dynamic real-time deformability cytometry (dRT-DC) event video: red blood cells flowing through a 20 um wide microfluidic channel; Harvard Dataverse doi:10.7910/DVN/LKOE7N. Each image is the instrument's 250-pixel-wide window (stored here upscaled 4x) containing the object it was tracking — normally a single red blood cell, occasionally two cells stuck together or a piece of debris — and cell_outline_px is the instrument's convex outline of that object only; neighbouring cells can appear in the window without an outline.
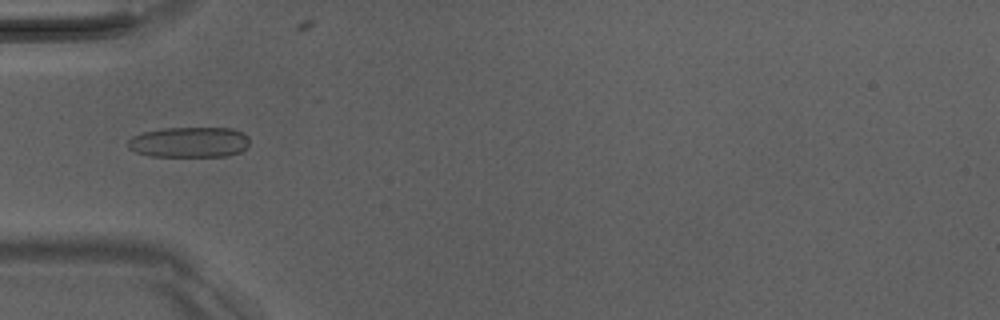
{"species": "Egyptian fruit bat (a non-hibernating species)", "species_latin": "Rousettus aegyptiacus", "temperature_condition": "room temperature", "stored_images_in_passage": 40, "camera_frame_rate_fps": 3000, "um_per_image_px": 0.085, "animal": {"sex": "male"}, "frame": {"image": 1, "passage_image": 6, "time_ms": 1.667, "image_size_px": [1000, 320], "cell_outline_px": [[248, 148], [240, 152], [228, 156], [148, 156], [136, 152], [128, 148], [128, 140], [132, 136], [144, 132], [164, 128], [232, 128], [244, 132], [248, 136]], "centroid_in_image_um": [16.12, 12.09], "position_along_channel_um": 68.9, "area_um2": 21.79}}
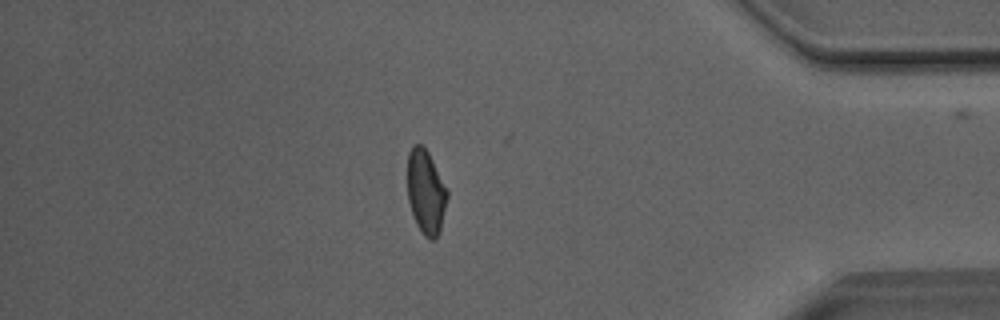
{"frame": {"image": 2, "passage_image": 33, "time_ms": 10.667, "image_size_px": [1000, 320], "cell_outline_px": [[448, 196], [440, 232], [436, 240], [432, 240], [424, 236], [420, 232], [416, 224], [408, 200], [408, 152], [412, 144], [420, 144], [428, 152], [448, 188]], "centroid_in_image_um": [36.21, 16.33], "position_along_channel_um": 399.0, "area_um2": 19.77}}
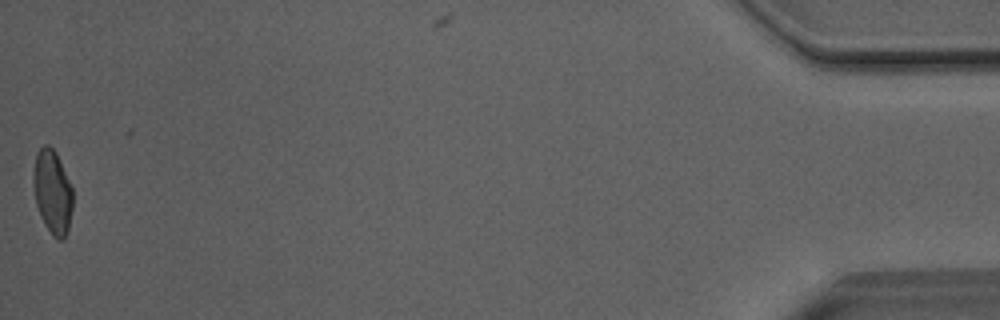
{"frame": {"image": 3, "passage_image": 40, "time_ms": 13.0, "image_size_px": [1000, 320], "cell_outline_px": [[72, 208], [68, 228], [64, 240], [56, 240], [52, 236], [44, 224], [40, 216], [36, 204], [32, 180], [32, 176], [36, 152], [44, 144], [48, 144], [56, 152], [72, 188]], "centroid_in_image_um": [4.44, 16.32], "position_along_channel_um": 430.8, "area_um2": 19.42}, "authors_computed_cell_mechanics": {"area_um2": 19.9121, "velocity_mm_per_s": 4.0581, "shape_relaxation_time_tau1_ms": 9.4158, "shape_relaxation_time_tau2_ms": 1.9671, "deformation_change_tau1": 0.1945, "deformation_change_tau2": 0.0851}}